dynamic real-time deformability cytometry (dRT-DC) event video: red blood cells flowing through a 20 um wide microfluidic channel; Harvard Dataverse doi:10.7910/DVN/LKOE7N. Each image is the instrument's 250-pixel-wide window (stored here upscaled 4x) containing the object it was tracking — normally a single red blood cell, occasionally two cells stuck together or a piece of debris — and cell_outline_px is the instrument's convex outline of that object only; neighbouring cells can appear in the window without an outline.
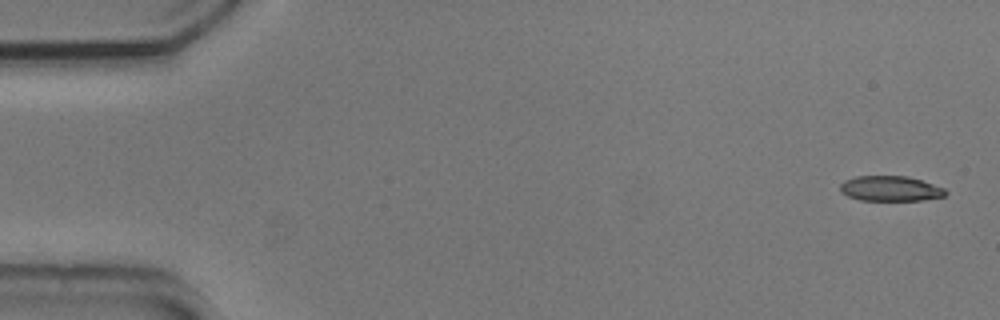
{"species": "common noctule bat (a hibernating species)", "species_latin": "Nyctalus noctula", "temperature_condition": "cold", "stored_images_in_passage": 4, "camera_frame_rate_fps": 3000, "um_per_image_px": 0.085, "animal": {"sex": "male", "body_mass_g": 20.5, "forearm_length_mm": 52.5}, "frame": {"image": 1, "passage_image": 1, "time_ms": 0.0, "image_size_px": [1000, 320], "cell_outline_px": [[948, 192], [944, 196], [920, 200], [860, 200], [848, 196], [840, 192], [840, 184], [844, 180], [856, 176], [908, 176], [944, 188]], "centroid_in_image_um": [75.65, 16.02], "position_along_channel_um": 9.4, "area_um2": 15.37}}